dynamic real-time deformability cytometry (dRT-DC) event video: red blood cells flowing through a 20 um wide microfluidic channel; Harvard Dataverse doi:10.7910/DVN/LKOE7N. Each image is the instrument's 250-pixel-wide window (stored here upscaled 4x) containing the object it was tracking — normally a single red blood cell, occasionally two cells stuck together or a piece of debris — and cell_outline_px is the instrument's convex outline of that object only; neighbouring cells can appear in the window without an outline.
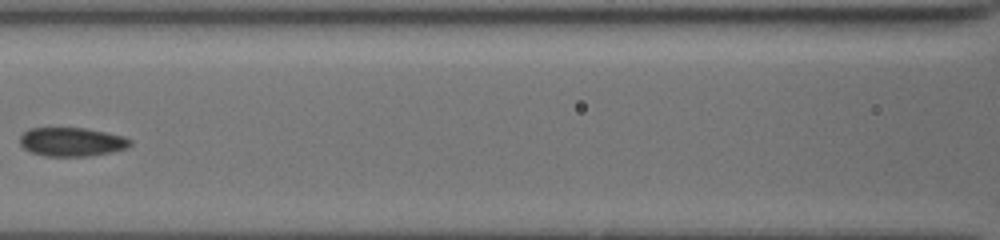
{"species": "common noctule bat (a hibernating species)", "species_latin": "Nyctalus noctula", "temperature_condition": "cold", "stored_images_in_passage": 7, "camera_frame_rate_fps": 3000, "um_per_image_px": 0.085, "animal": {"sex": "female", "body_mass_g": 19.5, "forearm_length_mm": 54.1}, "frame": {"image": 1, "passage_image": 6, "time_ms": 5.667, "image_size_px": [1000, 240], "cell_outline_px": [[132, 144], [128, 148], [112, 152], [88, 156], [44, 156], [32, 152], [24, 148], [20, 144], [20, 136], [28, 128], [84, 128], [124, 136], [132, 140]], "centroid_in_image_um": [6.12, 12.06], "position_along_channel_um": 160.5, "area_um2": 18.55}}
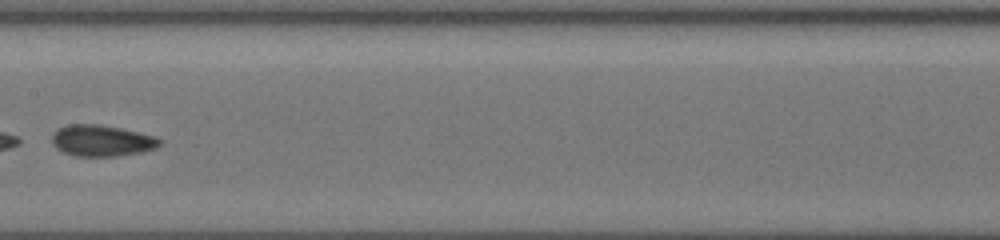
{"frame": {"image": 2, "passage_image": 7, "time_ms": 6.667, "image_size_px": [1000, 240], "cell_outline_px": [[160, 144], [156, 148], [140, 152], [116, 156], [76, 156], [64, 152], [56, 148], [52, 144], [52, 132], [56, 128], [68, 124], [100, 124], [120, 128], [152, 136], [160, 140]], "centroid_in_image_um": [8.57, 11.95], "position_along_channel_um": 198.8, "area_um2": 19.54}}